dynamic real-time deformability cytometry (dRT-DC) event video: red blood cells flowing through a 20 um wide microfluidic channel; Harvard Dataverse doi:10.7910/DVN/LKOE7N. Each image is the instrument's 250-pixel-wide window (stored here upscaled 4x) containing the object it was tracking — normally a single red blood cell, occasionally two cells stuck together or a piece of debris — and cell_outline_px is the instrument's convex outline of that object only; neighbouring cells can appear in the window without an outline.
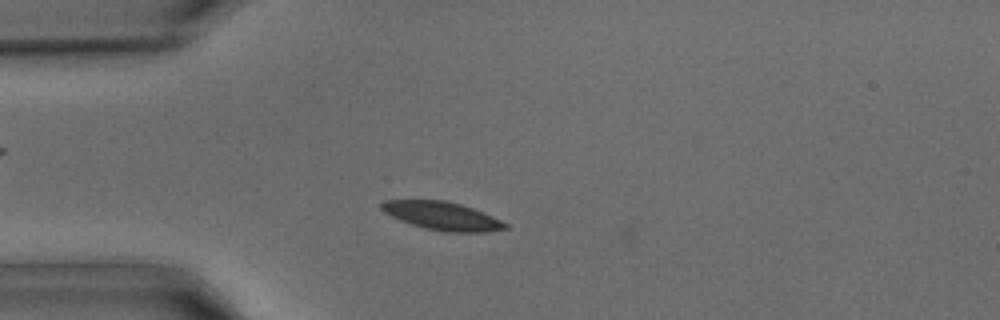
{"species": "common noctule bat (a hibernating species)", "species_latin": "Nyctalus noctula", "temperature_condition": "warm", "stored_images_in_passage": 38, "camera_frame_rate_fps": 3000, "um_per_image_px": 0.085, "animal": {"sex": "male", "body_mass_g": 15.6}, "frame": {"image": 1, "passage_image": 7, "time_ms": 2.0, "image_size_px": [1000, 320], "cell_outline_px": [[508, 228], [488, 232], [444, 232], [424, 228], [400, 220], [384, 212], [380, 208], [380, 204], [384, 200], [444, 200], [460, 204], [472, 208], [492, 216], [508, 224]], "centroid_in_image_um": [37.58, 18.36], "position_along_channel_um": 47.4, "area_um2": 20.29}}
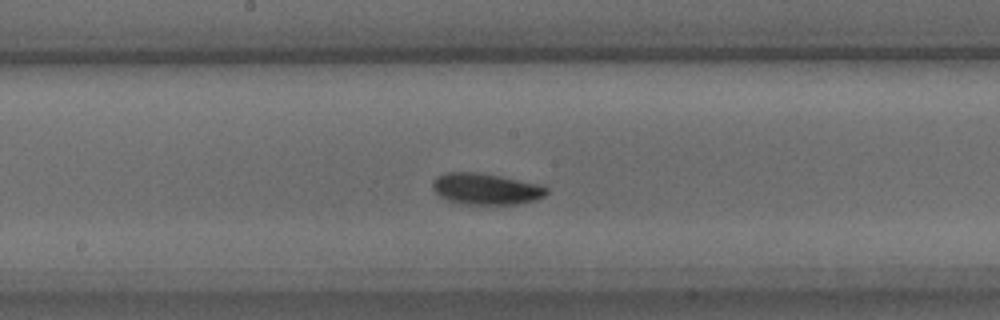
{"frame": {"image": 2, "passage_image": 18, "time_ms": 5.667, "image_size_px": [1000, 320], "cell_outline_px": [[548, 192], [544, 196], [536, 200], [520, 204], [460, 204], [448, 200], [440, 196], [432, 188], [432, 180], [436, 176], [448, 172], [480, 172], [540, 184], [548, 188]], "centroid_in_image_um": [41.3, 16.05], "position_along_channel_um": 206.9, "area_um2": 20.98}}
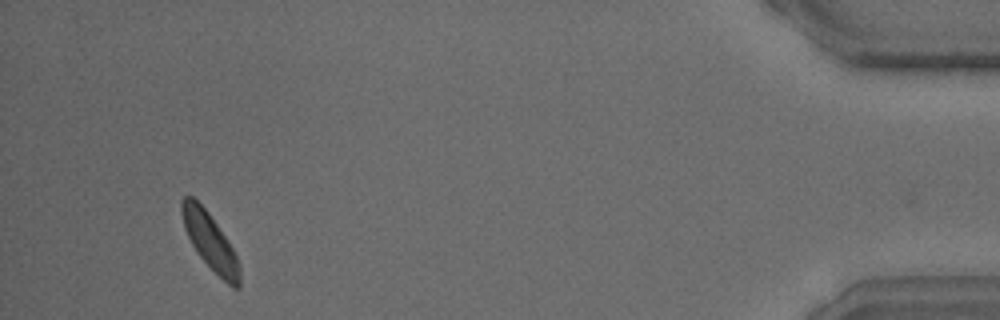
{"frame": {"image": 3, "passage_image": 36, "time_ms": 11.667, "image_size_px": [1000, 320], "cell_outline_px": [[240, 288], [232, 288], [196, 252], [184, 228], [180, 212], [180, 200], [184, 196], [192, 196], [208, 212], [228, 240], [240, 264]], "centroid_in_image_um": [17.84, 20.49], "position_along_channel_um": 417.4, "area_um2": 18.9}}